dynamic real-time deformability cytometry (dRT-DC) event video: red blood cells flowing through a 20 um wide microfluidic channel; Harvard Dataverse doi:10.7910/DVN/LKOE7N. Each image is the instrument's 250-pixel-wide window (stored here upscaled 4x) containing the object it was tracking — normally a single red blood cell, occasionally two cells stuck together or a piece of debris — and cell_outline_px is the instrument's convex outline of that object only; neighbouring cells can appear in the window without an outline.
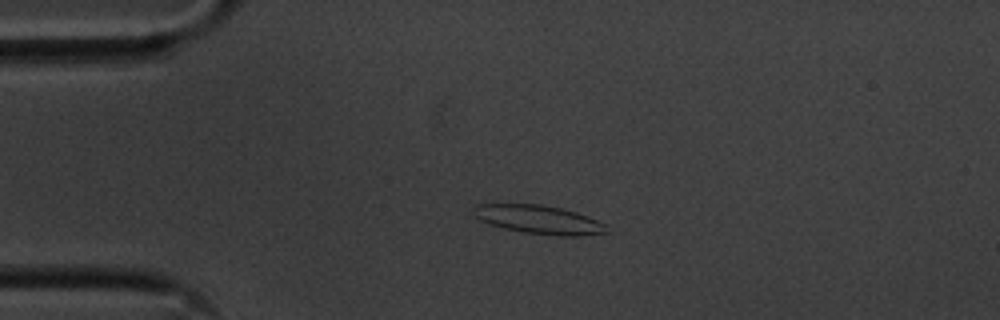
{"species": "common noctule bat (a hibernating species)", "species_latin": "Nyctalus noctula", "temperature_condition": "cold", "stored_images_in_passage": 44, "camera_frame_rate_fps": 3000, "um_per_image_px": 0.085, "animal": {"sex": "male", "body_mass_g": 20.1, "forearm_length_mm": 53.5}, "frame": {"image": 1, "passage_image": 1, "time_ms": 0.0, "image_size_px": [1000, 320], "cell_outline_px": [[608, 232], [580, 236], [556, 236], [524, 232], [504, 228], [488, 224], [480, 220], [476, 216], [476, 204], [540, 204], [560, 208], [576, 212], [588, 216], [608, 224]], "centroid_in_image_um": [45.88, 18.67], "position_along_channel_um": 39.1, "area_um2": 22.14}}
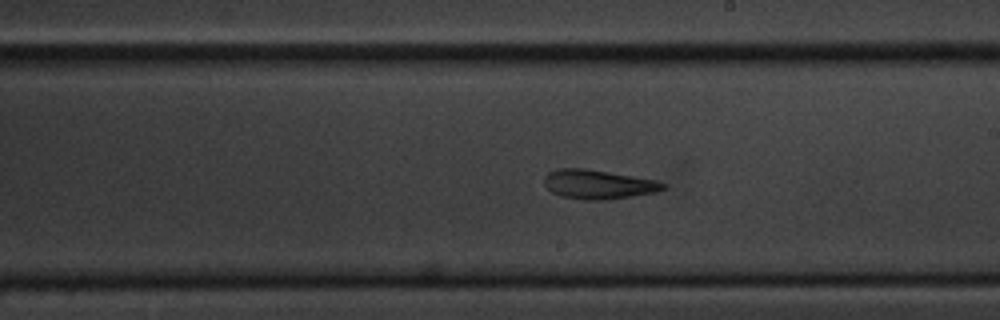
{"frame": {"image": 2, "passage_image": 20, "time_ms": 6.333, "image_size_px": [1000, 320], "cell_outline_px": [[668, 184], [664, 188], [656, 192], [608, 200], [584, 200], [560, 196], [552, 192], [544, 184], [544, 176], [548, 172], [560, 168], [584, 168], [656, 180]], "centroid_in_image_um": [50.83, 15.67], "position_along_channel_um": 238.2, "area_um2": 20.23}}
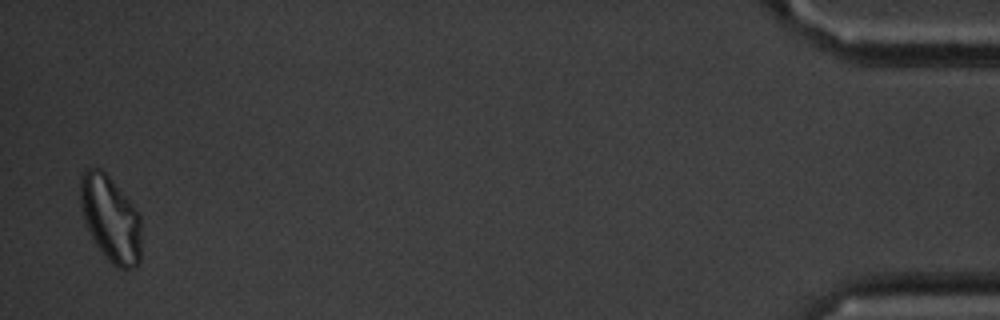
{"frame": {"image": 3, "passage_image": 43, "time_ms": 14.0, "image_size_px": [1000, 320], "cell_outline_px": [[140, 264], [136, 268], [116, 268], [100, 252], [84, 224], [80, 208], [80, 172], [88, 168], [100, 168], [112, 180], [136, 208], [140, 216]], "centroid_in_image_um": [9.37, 18.61], "position_along_channel_um": 425.8, "area_um2": 30.98}, "authors_computed_cell_mechanics": {"area_um2": 21.0392, "velocity_mm_per_s": 3.5747, "shape_relaxation_time_tau1_ms": 4.8238, "shape_relaxation_time_tau2_ms": 3.9507, "deformation_change_tau1": 0.1429, "deformation_change_tau2": 0.106}}